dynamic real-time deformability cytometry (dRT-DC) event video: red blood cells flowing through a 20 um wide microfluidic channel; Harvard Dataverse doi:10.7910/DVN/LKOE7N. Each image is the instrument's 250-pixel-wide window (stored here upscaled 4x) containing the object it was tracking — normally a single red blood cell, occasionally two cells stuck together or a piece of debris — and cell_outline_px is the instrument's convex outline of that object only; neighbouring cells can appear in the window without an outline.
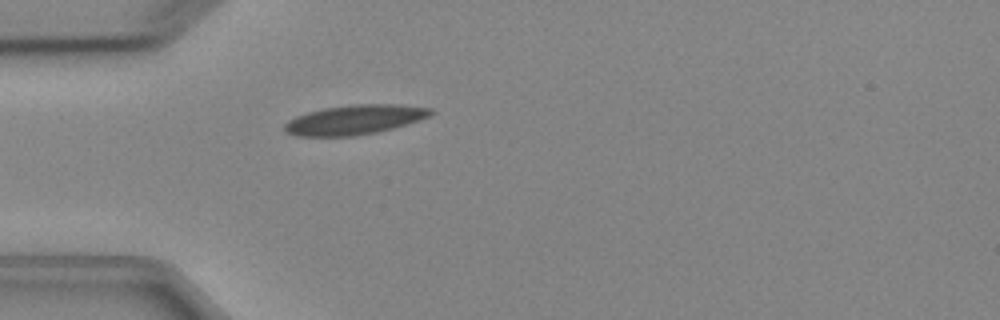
{"species": "Egyptian fruit bat (a non-hibernating species)", "species_latin": "Rousettus aegyptiacus", "temperature_condition": "cold", "stored_images_in_passage": 5, "camera_frame_rate_fps": 3000, "um_per_image_px": 0.085, "animal": {"sex": "female"}, "frame": {"image": 1, "passage_image": 5, "time_ms": 4.667, "image_size_px": [1000, 320], "cell_outline_px": [[436, 112], [420, 120], [408, 124], [376, 132], [356, 136], [296, 136], [284, 132], [284, 124], [288, 120], [296, 116], [308, 112], [324, 108], [352, 104], [400, 104], [432, 108]], "centroid_in_image_um": [30.15, 10.17], "position_along_channel_um": 54.8, "area_um2": 25.37}}